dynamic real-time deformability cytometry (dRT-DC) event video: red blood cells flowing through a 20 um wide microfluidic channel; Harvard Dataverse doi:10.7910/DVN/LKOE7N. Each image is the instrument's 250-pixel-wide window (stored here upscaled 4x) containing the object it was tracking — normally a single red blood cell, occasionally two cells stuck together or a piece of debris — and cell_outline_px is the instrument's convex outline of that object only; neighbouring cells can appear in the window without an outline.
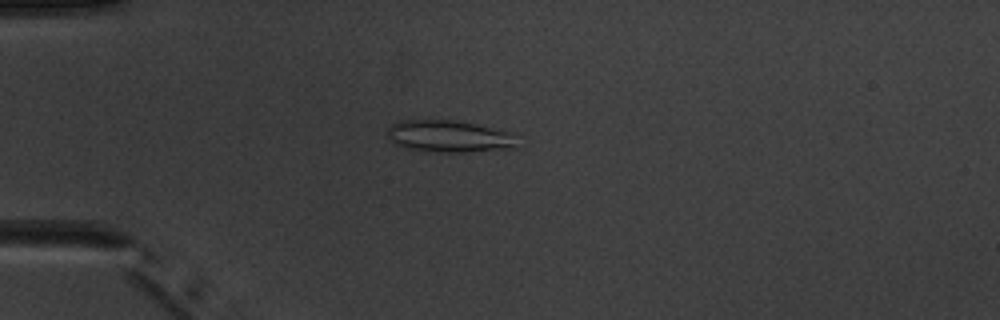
{"species": "common noctule bat (a hibernating species)", "species_latin": "Nyctalus noctula", "temperature_condition": "warm", "stored_images_in_passage": 7, "camera_frame_rate_fps": 3000, "um_per_image_px": 0.085, "animal": {"sex": "male", "body_mass_g": 20.1, "forearm_length_mm": 53.5}, "frame": {"image": 1, "passage_image": 5, "time_ms": 4.667, "image_size_px": [1000, 320], "cell_outline_px": [[520, 132], [516, 148], [464, 152], [424, 152], [392, 144], [388, 136], [388, 128], [392, 124], [400, 120], [456, 120]], "centroid_in_image_um": [38.28, 11.58], "position_along_channel_um": 46.7, "area_um2": 25.09}}
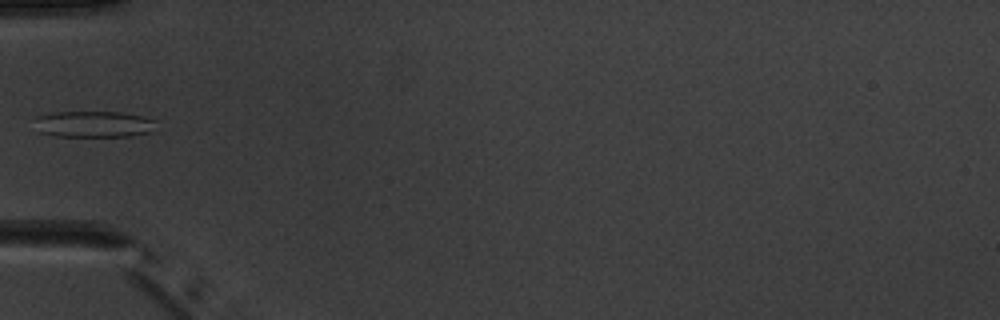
{"frame": {"image": 2, "passage_image": 6, "time_ms": 6.0, "image_size_px": [1000, 320], "cell_outline_px": [[156, 120], [152, 132], [128, 136], [56, 136], [36, 132], [36, 116], [52, 112], [120, 112], [140, 116]], "centroid_in_image_um": [7.92, 10.55], "position_along_channel_um": 77.1, "area_um2": 18.67}}